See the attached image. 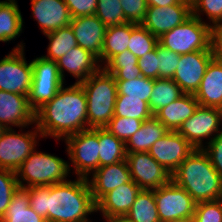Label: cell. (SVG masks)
<instances>
[{
    "instance_id": "1",
    "label": "cell",
    "mask_w": 222,
    "mask_h": 222,
    "mask_svg": "<svg viewBox=\"0 0 222 222\" xmlns=\"http://www.w3.org/2000/svg\"><path fill=\"white\" fill-rule=\"evenodd\" d=\"M76 179L26 188L30 207L47 222H91L88 214L97 211L88 179Z\"/></svg>"
},
{
    "instance_id": "2",
    "label": "cell",
    "mask_w": 222,
    "mask_h": 222,
    "mask_svg": "<svg viewBox=\"0 0 222 222\" xmlns=\"http://www.w3.org/2000/svg\"><path fill=\"white\" fill-rule=\"evenodd\" d=\"M35 126L42 137L65 139L88 129L87 100L81 84L64 85L56 96L35 112Z\"/></svg>"
},
{
    "instance_id": "3",
    "label": "cell",
    "mask_w": 222,
    "mask_h": 222,
    "mask_svg": "<svg viewBox=\"0 0 222 222\" xmlns=\"http://www.w3.org/2000/svg\"><path fill=\"white\" fill-rule=\"evenodd\" d=\"M196 203L222 199V177L203 149H195L171 174Z\"/></svg>"
},
{
    "instance_id": "4",
    "label": "cell",
    "mask_w": 222,
    "mask_h": 222,
    "mask_svg": "<svg viewBox=\"0 0 222 222\" xmlns=\"http://www.w3.org/2000/svg\"><path fill=\"white\" fill-rule=\"evenodd\" d=\"M80 84L86 94L88 128L106 127L114 116L118 95L114 75L102 67Z\"/></svg>"
},
{
    "instance_id": "5",
    "label": "cell",
    "mask_w": 222,
    "mask_h": 222,
    "mask_svg": "<svg viewBox=\"0 0 222 222\" xmlns=\"http://www.w3.org/2000/svg\"><path fill=\"white\" fill-rule=\"evenodd\" d=\"M70 165L60 157L35 149L16 170L19 188L50 186L67 181Z\"/></svg>"
},
{
    "instance_id": "6",
    "label": "cell",
    "mask_w": 222,
    "mask_h": 222,
    "mask_svg": "<svg viewBox=\"0 0 222 222\" xmlns=\"http://www.w3.org/2000/svg\"><path fill=\"white\" fill-rule=\"evenodd\" d=\"M209 41L210 25L193 15L158 38L161 46L178 55L195 51H210Z\"/></svg>"
},
{
    "instance_id": "7",
    "label": "cell",
    "mask_w": 222,
    "mask_h": 222,
    "mask_svg": "<svg viewBox=\"0 0 222 222\" xmlns=\"http://www.w3.org/2000/svg\"><path fill=\"white\" fill-rule=\"evenodd\" d=\"M64 140L77 177L88 179L99 168V128L82 130Z\"/></svg>"
},
{
    "instance_id": "8",
    "label": "cell",
    "mask_w": 222,
    "mask_h": 222,
    "mask_svg": "<svg viewBox=\"0 0 222 222\" xmlns=\"http://www.w3.org/2000/svg\"><path fill=\"white\" fill-rule=\"evenodd\" d=\"M31 62L33 78L28 102L31 109L36 112L56 96L64 82L59 74L56 61L41 56Z\"/></svg>"
},
{
    "instance_id": "9",
    "label": "cell",
    "mask_w": 222,
    "mask_h": 222,
    "mask_svg": "<svg viewBox=\"0 0 222 222\" xmlns=\"http://www.w3.org/2000/svg\"><path fill=\"white\" fill-rule=\"evenodd\" d=\"M22 42L0 60V90L28 96L33 78L32 62L25 60Z\"/></svg>"
},
{
    "instance_id": "10",
    "label": "cell",
    "mask_w": 222,
    "mask_h": 222,
    "mask_svg": "<svg viewBox=\"0 0 222 222\" xmlns=\"http://www.w3.org/2000/svg\"><path fill=\"white\" fill-rule=\"evenodd\" d=\"M154 197L161 222L193 218L196 202L184 188L172 180L154 189Z\"/></svg>"
},
{
    "instance_id": "11",
    "label": "cell",
    "mask_w": 222,
    "mask_h": 222,
    "mask_svg": "<svg viewBox=\"0 0 222 222\" xmlns=\"http://www.w3.org/2000/svg\"><path fill=\"white\" fill-rule=\"evenodd\" d=\"M37 136L42 137L37 127L26 133H16L12 128L6 129L0 136V168L16 172L35 150Z\"/></svg>"
},
{
    "instance_id": "12",
    "label": "cell",
    "mask_w": 222,
    "mask_h": 222,
    "mask_svg": "<svg viewBox=\"0 0 222 222\" xmlns=\"http://www.w3.org/2000/svg\"><path fill=\"white\" fill-rule=\"evenodd\" d=\"M220 125L222 119L217 108L199 105L195 113L182 123L177 132L195 149H203V139L208 138L210 142L222 131Z\"/></svg>"
},
{
    "instance_id": "13",
    "label": "cell",
    "mask_w": 222,
    "mask_h": 222,
    "mask_svg": "<svg viewBox=\"0 0 222 222\" xmlns=\"http://www.w3.org/2000/svg\"><path fill=\"white\" fill-rule=\"evenodd\" d=\"M126 161L132 180L141 189H157L171 180V174L149 152L127 153Z\"/></svg>"
},
{
    "instance_id": "14",
    "label": "cell",
    "mask_w": 222,
    "mask_h": 222,
    "mask_svg": "<svg viewBox=\"0 0 222 222\" xmlns=\"http://www.w3.org/2000/svg\"><path fill=\"white\" fill-rule=\"evenodd\" d=\"M195 148L177 131H169L150 148L149 154L172 174Z\"/></svg>"
},
{
    "instance_id": "15",
    "label": "cell",
    "mask_w": 222,
    "mask_h": 222,
    "mask_svg": "<svg viewBox=\"0 0 222 222\" xmlns=\"http://www.w3.org/2000/svg\"><path fill=\"white\" fill-rule=\"evenodd\" d=\"M191 15V4L180 0L171 6H148L141 25L159 38L179 26Z\"/></svg>"
},
{
    "instance_id": "16",
    "label": "cell",
    "mask_w": 222,
    "mask_h": 222,
    "mask_svg": "<svg viewBox=\"0 0 222 222\" xmlns=\"http://www.w3.org/2000/svg\"><path fill=\"white\" fill-rule=\"evenodd\" d=\"M212 59L210 51H195L180 55L173 80L184 93L195 94Z\"/></svg>"
},
{
    "instance_id": "17",
    "label": "cell",
    "mask_w": 222,
    "mask_h": 222,
    "mask_svg": "<svg viewBox=\"0 0 222 222\" xmlns=\"http://www.w3.org/2000/svg\"><path fill=\"white\" fill-rule=\"evenodd\" d=\"M0 123L6 129L21 127V131L29 124L33 125L35 112L29 105L28 96L0 90Z\"/></svg>"
},
{
    "instance_id": "18",
    "label": "cell",
    "mask_w": 222,
    "mask_h": 222,
    "mask_svg": "<svg viewBox=\"0 0 222 222\" xmlns=\"http://www.w3.org/2000/svg\"><path fill=\"white\" fill-rule=\"evenodd\" d=\"M69 25L77 45L97 56L102 66V48L107 29L104 23L96 15H91L72 18Z\"/></svg>"
},
{
    "instance_id": "19",
    "label": "cell",
    "mask_w": 222,
    "mask_h": 222,
    "mask_svg": "<svg viewBox=\"0 0 222 222\" xmlns=\"http://www.w3.org/2000/svg\"><path fill=\"white\" fill-rule=\"evenodd\" d=\"M99 62L97 56L77 45L59 58L56 64L63 82L65 80L64 70H66L77 79L75 83L80 84L102 68Z\"/></svg>"
},
{
    "instance_id": "20",
    "label": "cell",
    "mask_w": 222,
    "mask_h": 222,
    "mask_svg": "<svg viewBox=\"0 0 222 222\" xmlns=\"http://www.w3.org/2000/svg\"><path fill=\"white\" fill-rule=\"evenodd\" d=\"M132 181V176L126 160L116 164L99 167L88 182L92 198L97 203L109 191Z\"/></svg>"
},
{
    "instance_id": "21",
    "label": "cell",
    "mask_w": 222,
    "mask_h": 222,
    "mask_svg": "<svg viewBox=\"0 0 222 222\" xmlns=\"http://www.w3.org/2000/svg\"><path fill=\"white\" fill-rule=\"evenodd\" d=\"M31 5L34 19L44 35L71 23L72 17L64 0H31Z\"/></svg>"
},
{
    "instance_id": "22",
    "label": "cell",
    "mask_w": 222,
    "mask_h": 222,
    "mask_svg": "<svg viewBox=\"0 0 222 222\" xmlns=\"http://www.w3.org/2000/svg\"><path fill=\"white\" fill-rule=\"evenodd\" d=\"M142 189L132 180L105 194L97 203L96 211L104 218L125 216Z\"/></svg>"
},
{
    "instance_id": "23",
    "label": "cell",
    "mask_w": 222,
    "mask_h": 222,
    "mask_svg": "<svg viewBox=\"0 0 222 222\" xmlns=\"http://www.w3.org/2000/svg\"><path fill=\"white\" fill-rule=\"evenodd\" d=\"M200 104L194 94L184 93L172 103L158 110L154 116L169 130L177 131L190 118Z\"/></svg>"
},
{
    "instance_id": "24",
    "label": "cell",
    "mask_w": 222,
    "mask_h": 222,
    "mask_svg": "<svg viewBox=\"0 0 222 222\" xmlns=\"http://www.w3.org/2000/svg\"><path fill=\"white\" fill-rule=\"evenodd\" d=\"M201 106L217 108L222 102V61L212 59L194 94Z\"/></svg>"
},
{
    "instance_id": "25",
    "label": "cell",
    "mask_w": 222,
    "mask_h": 222,
    "mask_svg": "<svg viewBox=\"0 0 222 222\" xmlns=\"http://www.w3.org/2000/svg\"><path fill=\"white\" fill-rule=\"evenodd\" d=\"M169 130L153 115L125 143L126 153L149 152L151 146Z\"/></svg>"
},
{
    "instance_id": "26",
    "label": "cell",
    "mask_w": 222,
    "mask_h": 222,
    "mask_svg": "<svg viewBox=\"0 0 222 222\" xmlns=\"http://www.w3.org/2000/svg\"><path fill=\"white\" fill-rule=\"evenodd\" d=\"M16 0L0 1V41L7 42L19 37L23 18Z\"/></svg>"
},
{
    "instance_id": "27",
    "label": "cell",
    "mask_w": 222,
    "mask_h": 222,
    "mask_svg": "<svg viewBox=\"0 0 222 222\" xmlns=\"http://www.w3.org/2000/svg\"><path fill=\"white\" fill-rule=\"evenodd\" d=\"M2 220L5 222H47L31 207L28 191L19 188L13 195Z\"/></svg>"
},
{
    "instance_id": "28",
    "label": "cell",
    "mask_w": 222,
    "mask_h": 222,
    "mask_svg": "<svg viewBox=\"0 0 222 222\" xmlns=\"http://www.w3.org/2000/svg\"><path fill=\"white\" fill-rule=\"evenodd\" d=\"M131 23L109 26L106 29L102 48V62L106 64L113 56L128 50Z\"/></svg>"
},
{
    "instance_id": "29",
    "label": "cell",
    "mask_w": 222,
    "mask_h": 222,
    "mask_svg": "<svg viewBox=\"0 0 222 222\" xmlns=\"http://www.w3.org/2000/svg\"><path fill=\"white\" fill-rule=\"evenodd\" d=\"M99 167L126 160L125 143L109 130L99 128Z\"/></svg>"
},
{
    "instance_id": "30",
    "label": "cell",
    "mask_w": 222,
    "mask_h": 222,
    "mask_svg": "<svg viewBox=\"0 0 222 222\" xmlns=\"http://www.w3.org/2000/svg\"><path fill=\"white\" fill-rule=\"evenodd\" d=\"M125 216L133 222H161L154 197V189H142Z\"/></svg>"
},
{
    "instance_id": "31",
    "label": "cell",
    "mask_w": 222,
    "mask_h": 222,
    "mask_svg": "<svg viewBox=\"0 0 222 222\" xmlns=\"http://www.w3.org/2000/svg\"><path fill=\"white\" fill-rule=\"evenodd\" d=\"M184 92L173 79H154L153 90L149 99V109L154 115L158 110L181 97Z\"/></svg>"
},
{
    "instance_id": "32",
    "label": "cell",
    "mask_w": 222,
    "mask_h": 222,
    "mask_svg": "<svg viewBox=\"0 0 222 222\" xmlns=\"http://www.w3.org/2000/svg\"><path fill=\"white\" fill-rule=\"evenodd\" d=\"M46 37L49 40L48 53L43 57L49 60L57 61L73 47L77 46V41L70 25L54 30L46 34Z\"/></svg>"
},
{
    "instance_id": "33",
    "label": "cell",
    "mask_w": 222,
    "mask_h": 222,
    "mask_svg": "<svg viewBox=\"0 0 222 222\" xmlns=\"http://www.w3.org/2000/svg\"><path fill=\"white\" fill-rule=\"evenodd\" d=\"M116 84L117 98H141V100L149 103L154 79L140 76L133 80L116 81Z\"/></svg>"
},
{
    "instance_id": "34",
    "label": "cell",
    "mask_w": 222,
    "mask_h": 222,
    "mask_svg": "<svg viewBox=\"0 0 222 222\" xmlns=\"http://www.w3.org/2000/svg\"><path fill=\"white\" fill-rule=\"evenodd\" d=\"M158 44V38L141 24L131 23V36L128 50L137 58L154 50Z\"/></svg>"
},
{
    "instance_id": "35",
    "label": "cell",
    "mask_w": 222,
    "mask_h": 222,
    "mask_svg": "<svg viewBox=\"0 0 222 222\" xmlns=\"http://www.w3.org/2000/svg\"><path fill=\"white\" fill-rule=\"evenodd\" d=\"M114 116L145 121L153 116L147 102L141 98H116Z\"/></svg>"
},
{
    "instance_id": "36",
    "label": "cell",
    "mask_w": 222,
    "mask_h": 222,
    "mask_svg": "<svg viewBox=\"0 0 222 222\" xmlns=\"http://www.w3.org/2000/svg\"><path fill=\"white\" fill-rule=\"evenodd\" d=\"M95 15L106 27L127 23L121 0H98Z\"/></svg>"
},
{
    "instance_id": "37",
    "label": "cell",
    "mask_w": 222,
    "mask_h": 222,
    "mask_svg": "<svg viewBox=\"0 0 222 222\" xmlns=\"http://www.w3.org/2000/svg\"><path fill=\"white\" fill-rule=\"evenodd\" d=\"M19 189L16 172L0 168V219L10 205L12 195Z\"/></svg>"
},
{
    "instance_id": "38",
    "label": "cell",
    "mask_w": 222,
    "mask_h": 222,
    "mask_svg": "<svg viewBox=\"0 0 222 222\" xmlns=\"http://www.w3.org/2000/svg\"><path fill=\"white\" fill-rule=\"evenodd\" d=\"M143 122L135 118L113 116L105 128L126 143L141 128Z\"/></svg>"
},
{
    "instance_id": "39",
    "label": "cell",
    "mask_w": 222,
    "mask_h": 222,
    "mask_svg": "<svg viewBox=\"0 0 222 222\" xmlns=\"http://www.w3.org/2000/svg\"><path fill=\"white\" fill-rule=\"evenodd\" d=\"M157 57H158V79H173L176 68L179 65V58L176 52L157 44Z\"/></svg>"
},
{
    "instance_id": "40",
    "label": "cell",
    "mask_w": 222,
    "mask_h": 222,
    "mask_svg": "<svg viewBox=\"0 0 222 222\" xmlns=\"http://www.w3.org/2000/svg\"><path fill=\"white\" fill-rule=\"evenodd\" d=\"M191 9L192 15L200 20H203L200 14L205 13L210 19V26L222 23V0H194Z\"/></svg>"
},
{
    "instance_id": "41",
    "label": "cell",
    "mask_w": 222,
    "mask_h": 222,
    "mask_svg": "<svg viewBox=\"0 0 222 222\" xmlns=\"http://www.w3.org/2000/svg\"><path fill=\"white\" fill-rule=\"evenodd\" d=\"M194 222H222V199L196 203Z\"/></svg>"
},
{
    "instance_id": "42",
    "label": "cell",
    "mask_w": 222,
    "mask_h": 222,
    "mask_svg": "<svg viewBox=\"0 0 222 222\" xmlns=\"http://www.w3.org/2000/svg\"><path fill=\"white\" fill-rule=\"evenodd\" d=\"M125 19L128 23L141 24L148 9L146 0H121Z\"/></svg>"
},
{
    "instance_id": "43",
    "label": "cell",
    "mask_w": 222,
    "mask_h": 222,
    "mask_svg": "<svg viewBox=\"0 0 222 222\" xmlns=\"http://www.w3.org/2000/svg\"><path fill=\"white\" fill-rule=\"evenodd\" d=\"M138 65V58L129 50L113 56L104 66L108 73L114 75L121 68H129Z\"/></svg>"
},
{
    "instance_id": "44",
    "label": "cell",
    "mask_w": 222,
    "mask_h": 222,
    "mask_svg": "<svg viewBox=\"0 0 222 222\" xmlns=\"http://www.w3.org/2000/svg\"><path fill=\"white\" fill-rule=\"evenodd\" d=\"M203 150L208 154L215 170L222 177V131L210 142H206Z\"/></svg>"
},
{
    "instance_id": "45",
    "label": "cell",
    "mask_w": 222,
    "mask_h": 222,
    "mask_svg": "<svg viewBox=\"0 0 222 222\" xmlns=\"http://www.w3.org/2000/svg\"><path fill=\"white\" fill-rule=\"evenodd\" d=\"M138 67L144 77L158 79L157 46L154 50L138 58Z\"/></svg>"
},
{
    "instance_id": "46",
    "label": "cell",
    "mask_w": 222,
    "mask_h": 222,
    "mask_svg": "<svg viewBox=\"0 0 222 222\" xmlns=\"http://www.w3.org/2000/svg\"><path fill=\"white\" fill-rule=\"evenodd\" d=\"M72 18L95 15L98 0H64Z\"/></svg>"
},
{
    "instance_id": "47",
    "label": "cell",
    "mask_w": 222,
    "mask_h": 222,
    "mask_svg": "<svg viewBox=\"0 0 222 222\" xmlns=\"http://www.w3.org/2000/svg\"><path fill=\"white\" fill-rule=\"evenodd\" d=\"M209 49L213 59L222 61V23L210 26Z\"/></svg>"
},
{
    "instance_id": "48",
    "label": "cell",
    "mask_w": 222,
    "mask_h": 222,
    "mask_svg": "<svg viewBox=\"0 0 222 222\" xmlns=\"http://www.w3.org/2000/svg\"><path fill=\"white\" fill-rule=\"evenodd\" d=\"M140 76H142V74L138 65L129 68H121L114 74L115 81L133 80Z\"/></svg>"
},
{
    "instance_id": "49",
    "label": "cell",
    "mask_w": 222,
    "mask_h": 222,
    "mask_svg": "<svg viewBox=\"0 0 222 222\" xmlns=\"http://www.w3.org/2000/svg\"><path fill=\"white\" fill-rule=\"evenodd\" d=\"M148 6H171L173 4H176L179 0H146Z\"/></svg>"
},
{
    "instance_id": "50",
    "label": "cell",
    "mask_w": 222,
    "mask_h": 222,
    "mask_svg": "<svg viewBox=\"0 0 222 222\" xmlns=\"http://www.w3.org/2000/svg\"><path fill=\"white\" fill-rule=\"evenodd\" d=\"M106 222H133L129 220L126 216H114V217H109L105 218Z\"/></svg>"
},
{
    "instance_id": "51",
    "label": "cell",
    "mask_w": 222,
    "mask_h": 222,
    "mask_svg": "<svg viewBox=\"0 0 222 222\" xmlns=\"http://www.w3.org/2000/svg\"><path fill=\"white\" fill-rule=\"evenodd\" d=\"M167 222H194L193 218H185V219H175Z\"/></svg>"
},
{
    "instance_id": "52",
    "label": "cell",
    "mask_w": 222,
    "mask_h": 222,
    "mask_svg": "<svg viewBox=\"0 0 222 222\" xmlns=\"http://www.w3.org/2000/svg\"><path fill=\"white\" fill-rule=\"evenodd\" d=\"M217 110H218V113L220 114L221 119H222V102H221L220 105L217 107Z\"/></svg>"
},
{
    "instance_id": "53",
    "label": "cell",
    "mask_w": 222,
    "mask_h": 222,
    "mask_svg": "<svg viewBox=\"0 0 222 222\" xmlns=\"http://www.w3.org/2000/svg\"><path fill=\"white\" fill-rule=\"evenodd\" d=\"M6 130V128L0 123V136Z\"/></svg>"
},
{
    "instance_id": "54",
    "label": "cell",
    "mask_w": 222,
    "mask_h": 222,
    "mask_svg": "<svg viewBox=\"0 0 222 222\" xmlns=\"http://www.w3.org/2000/svg\"><path fill=\"white\" fill-rule=\"evenodd\" d=\"M180 1H183L192 5V0H180Z\"/></svg>"
}]
</instances>
